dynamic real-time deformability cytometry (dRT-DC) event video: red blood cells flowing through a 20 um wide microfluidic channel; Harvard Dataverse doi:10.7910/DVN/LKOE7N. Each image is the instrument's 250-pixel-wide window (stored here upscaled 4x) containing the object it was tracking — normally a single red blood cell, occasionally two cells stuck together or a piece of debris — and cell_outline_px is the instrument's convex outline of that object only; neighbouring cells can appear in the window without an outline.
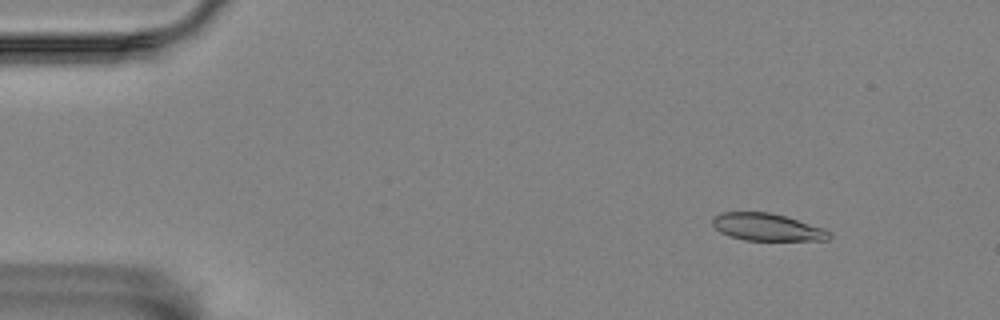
{"species": "Egyptian fruit bat (a non-hibernating species)", "species_latin": "Rousettus aegyptiacus", "temperature_condition": "room temperature", "stored_images_in_passage": 18, "camera_frame_rate_fps": 3000, "um_per_image_px": 0.085, "animal": {"sex": "female"}, "frame": {"image": 1, "passage_image": 7, "time_ms": 2.0, "image_size_px": [1000, 320], "cell_outline_px": [[832, 236], [828, 240], [744, 240], [728, 236], [720, 232], [712, 224], [712, 216], [720, 212], [768, 212], [784, 216], [824, 228], [832, 232]], "centroid_in_image_um": [65.18, 19.31], "position_along_channel_um": 19.8, "area_um2": 18.67}}